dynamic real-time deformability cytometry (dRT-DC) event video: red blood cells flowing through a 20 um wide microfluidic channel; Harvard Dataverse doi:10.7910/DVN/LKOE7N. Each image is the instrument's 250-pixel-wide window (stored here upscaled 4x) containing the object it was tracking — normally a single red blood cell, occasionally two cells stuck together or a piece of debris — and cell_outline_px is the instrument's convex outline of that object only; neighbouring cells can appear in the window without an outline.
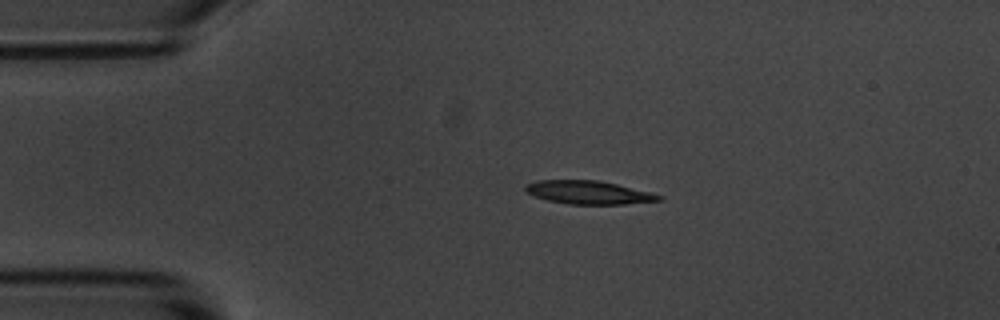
{"species": "common noctule bat (a hibernating species)", "species_latin": "Nyctalus noctula", "temperature_condition": "room temperature", "stored_images_in_passage": 4, "camera_frame_rate_fps": 3000, "um_per_image_px": 0.085, "animal": {"sex": "male", "body_mass_g": 20.1, "forearm_length_mm": 53.5}, "frame": {"image": 1, "passage_image": 3, "time_ms": 2.333, "image_size_px": [1000, 320], "cell_outline_px": [[664, 200], [624, 204], [568, 204], [548, 200], [536, 196], [528, 192], [524, 188], [524, 184], [536, 180], [600, 180], [652, 192], [664, 196]], "centroid_in_image_um": [50.08, 16.35], "position_along_channel_um": 34.9, "area_um2": 18.26}}